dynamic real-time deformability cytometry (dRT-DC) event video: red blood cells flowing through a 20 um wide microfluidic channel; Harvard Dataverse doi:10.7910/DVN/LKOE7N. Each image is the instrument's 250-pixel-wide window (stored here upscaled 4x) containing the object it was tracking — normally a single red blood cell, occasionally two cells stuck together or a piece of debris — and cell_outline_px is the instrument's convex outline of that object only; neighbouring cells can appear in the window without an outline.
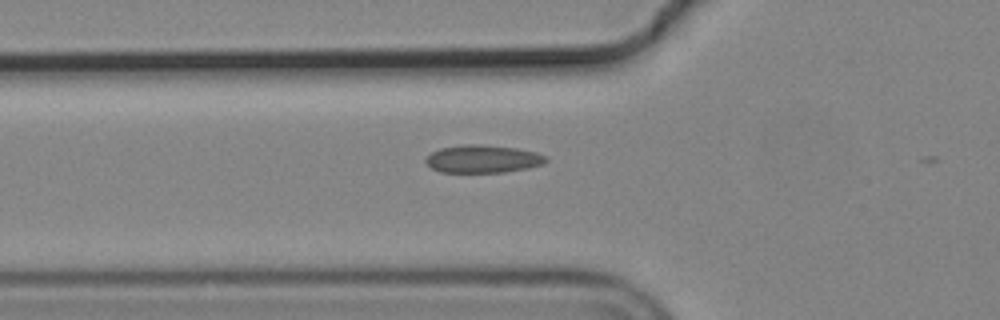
{"species": "common noctule bat (a hibernating species)", "species_latin": "Nyctalus noctula", "temperature_condition": "cold", "stored_images_in_passage": 3, "camera_frame_rate_fps": 3000, "um_per_image_px": 0.085, "animal": {"sex": "male", "body_mass_g": 19.2, "forearm_length_mm": 51.8}, "frame": {"image": 1, "passage_image": 2, "time_ms": 0.333, "image_size_px": [1000, 320], "cell_outline_px": [[548, 160], [540, 164], [528, 168], [504, 172], [440, 172], [432, 168], [424, 160], [432, 152], [440, 148], [464, 144], [476, 144], [516, 148], [536, 152], [548, 156]], "centroid_in_image_um": [41.04, 13.5], "position_along_channel_um": 84.8, "area_um2": 19.36}}